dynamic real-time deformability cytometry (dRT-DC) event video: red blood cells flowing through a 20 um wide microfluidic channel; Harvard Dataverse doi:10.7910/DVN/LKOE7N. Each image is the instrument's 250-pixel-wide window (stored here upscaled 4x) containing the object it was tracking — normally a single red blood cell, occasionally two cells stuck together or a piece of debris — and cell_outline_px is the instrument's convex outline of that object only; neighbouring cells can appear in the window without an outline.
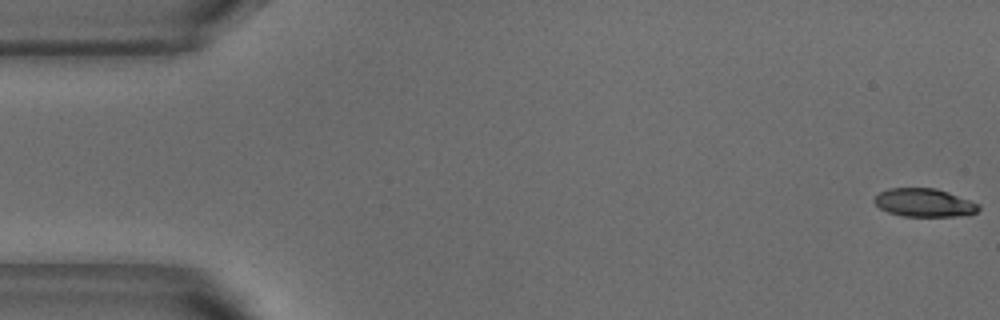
{"species": "common noctule bat (a hibernating species)", "species_latin": "Nyctalus noctula", "temperature_condition": "warm", "stored_images_in_passage": 53, "camera_frame_rate_fps": 3000, "um_per_image_px": 0.085, "animal": {"sex": "male", "body_mass_g": 18.8}, "frame": {"image": 1, "passage_image": 1, "time_ms": 0.0, "image_size_px": [1000, 320], "cell_outline_px": [[980, 208], [976, 212], [968, 216], [904, 216], [888, 212], [880, 208], [872, 200], [880, 192], [888, 188], [936, 188], [948, 192], [980, 204]], "centroid_in_image_um": [78.58, 17.23], "position_along_channel_um": 6.4, "area_um2": 17.22}}
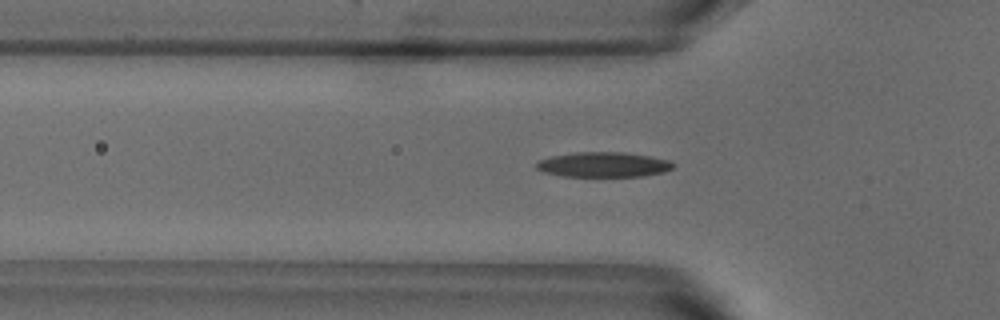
{"frame": {"image": 2, "passage_image": 17, "time_ms": 5.333, "image_size_px": [1000, 320], "cell_outline_px": [[676, 164], [672, 168], [664, 172], [644, 176], [564, 176], [544, 172], [536, 168], [536, 164], [540, 160], [552, 156], [576, 152], [624, 152], [672, 160]], "centroid_in_image_um": [51.34, 13.99], "position_along_channel_um": 74.5, "area_um2": 19.88}}
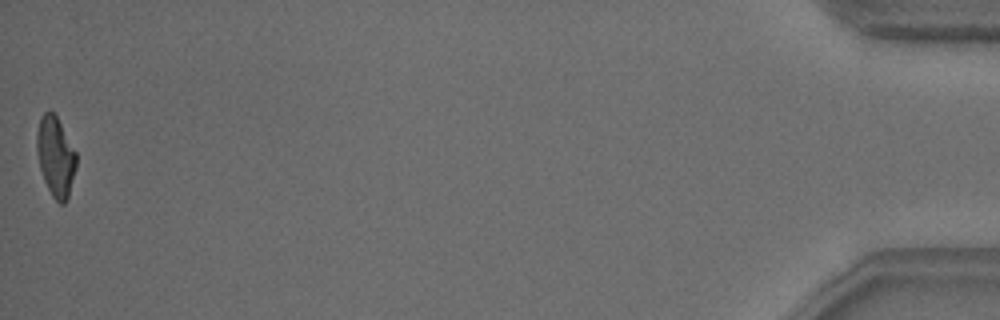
{"frame": {"image": 3, "passage_image": 53, "time_ms": 17.333, "image_size_px": [1000, 320], "cell_outline_px": [[76, 168], [68, 196], [64, 204], [60, 204], [52, 196], [44, 180], [40, 168], [36, 152], [36, 132], [40, 116], [44, 112], [52, 112], [56, 116], [76, 152]], "centroid_in_image_um": [4.7, 13.3], "position_along_channel_um": 430.5, "area_um2": 18.26}, "authors_computed_cell_mechanics": {"area_um2": 19.074, "velocity_mm_per_s": 3.7934, "shape_relaxation_time_tau1_ms": 6.7373, "shape_relaxation_time_tau2_ms": 1.3583, "deformation_change_tau1": 0.2439, "deformation_change_tau2": 0.0802}}